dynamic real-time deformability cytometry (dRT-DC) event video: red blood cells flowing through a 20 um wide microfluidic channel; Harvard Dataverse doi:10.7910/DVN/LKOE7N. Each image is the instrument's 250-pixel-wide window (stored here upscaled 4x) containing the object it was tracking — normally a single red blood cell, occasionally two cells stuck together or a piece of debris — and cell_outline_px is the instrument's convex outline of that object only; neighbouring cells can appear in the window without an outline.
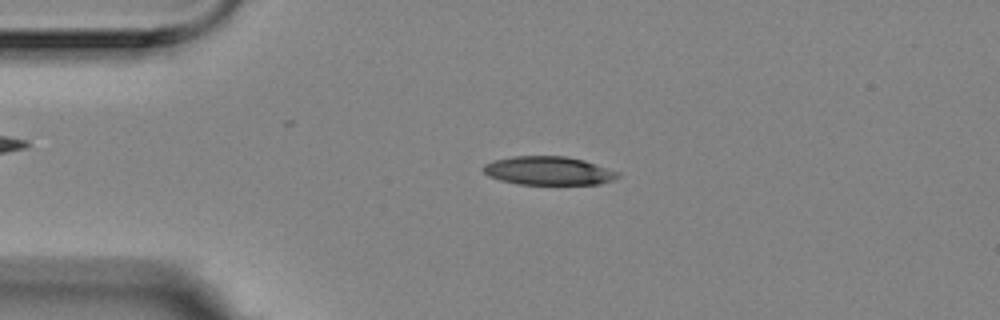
{"species": "Egyptian fruit bat (a non-hibernating species)", "species_latin": "Rousettus aegyptiacus", "temperature_condition": "room temperature", "stored_images_in_passage": 55, "camera_frame_rate_fps": 3000, "um_per_image_px": 0.085, "animal": {"sex": "female"}, "frame": {"image": 1, "passage_image": 11, "time_ms": 3.333, "image_size_px": [1000, 320], "cell_outline_px": [[620, 176], [612, 180], [600, 184], [520, 184], [500, 180], [488, 176], [480, 168], [484, 164], [496, 160], [512, 156], [568, 156], [584, 160], [620, 172]], "centroid_in_image_um": [46.62, 14.51], "position_along_channel_um": 38.4, "area_um2": 22.43}}
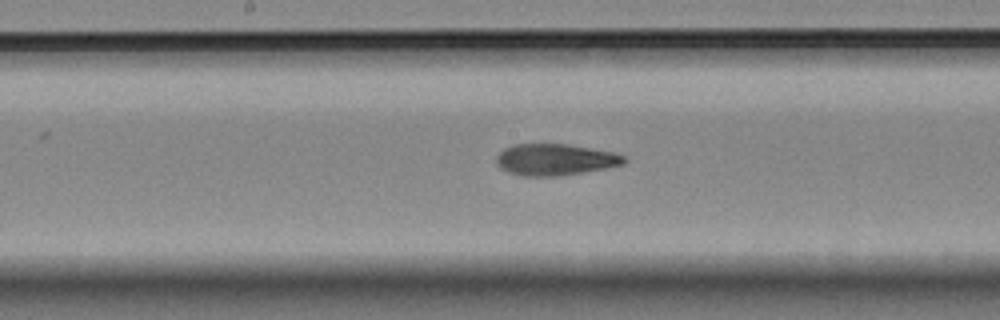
{"frame": {"image": 2, "passage_image": 27, "time_ms": 8.667, "image_size_px": [1000, 320], "cell_outline_px": [[628, 160], [624, 164], [604, 168], [560, 176], [524, 176], [508, 172], [500, 168], [496, 164], [496, 156], [504, 148], [512, 144], [568, 144], [612, 152], [624, 156]], "centroid_in_image_um": [47.15, 13.56], "position_along_channel_um": 201.1, "area_um2": 23.41}}
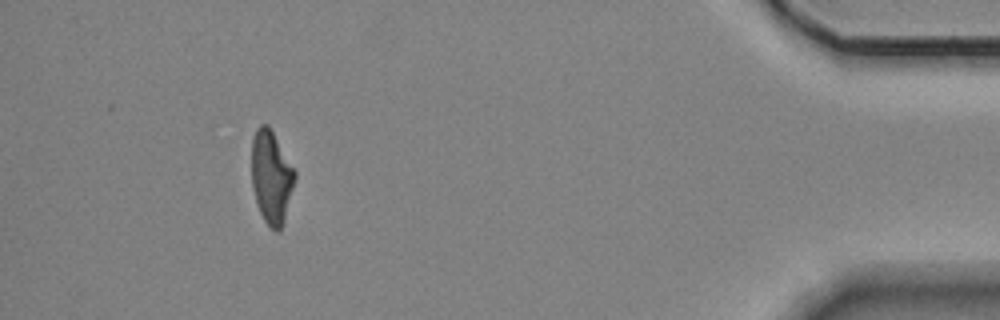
{"frame": {"image": 3, "passage_image": 50, "time_ms": 16.333, "image_size_px": [1000, 320], "cell_outline_px": [[296, 176], [284, 220], [280, 228], [276, 232], [264, 220], [260, 212], [252, 188], [252, 140], [256, 128], [260, 124], [268, 124], [296, 172]], "centroid_in_image_um": [23.05, 15.02], "position_along_channel_um": 412.1, "area_um2": 23.06}, "authors_computed_cell_mechanics": {"area_um2": 23.409, "velocity_mm_per_s": 3.5436, "shape_relaxation_time_tau1_ms": 7.8015, "shape_relaxation_time_tau2_ms": 2.8844, "deformation_change_tau1": 0.2291, "deformation_change_tau2": 0.0963}}